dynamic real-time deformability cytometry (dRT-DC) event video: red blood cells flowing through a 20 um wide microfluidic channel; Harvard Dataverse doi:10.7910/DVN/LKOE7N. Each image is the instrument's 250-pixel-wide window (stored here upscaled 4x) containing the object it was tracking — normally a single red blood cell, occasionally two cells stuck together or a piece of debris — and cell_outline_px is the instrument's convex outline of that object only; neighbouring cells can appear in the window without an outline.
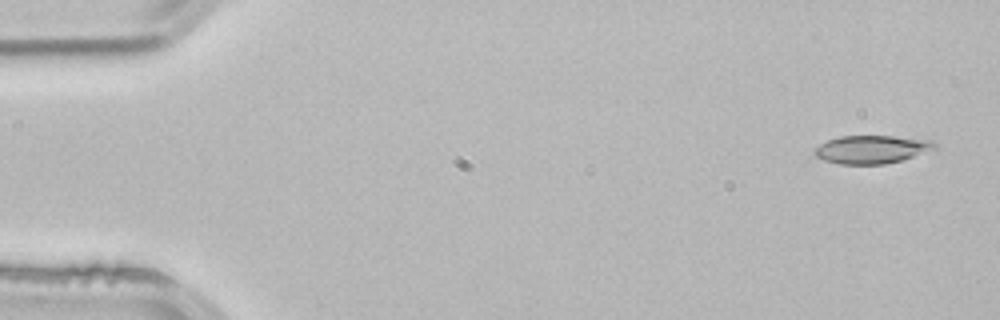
{"species": "common noctule bat (a hibernating species)", "species_latin": "Nyctalus noctula", "temperature_condition": "room temperature", "stored_images_in_passage": 3, "camera_frame_rate_fps": 3000, "um_per_image_px": 0.085, "animal": {"sex": "male", "body_mass_g": 21.5, "forearm_length_mm": 52.0}, "frame": {"image": 1, "passage_image": 1, "time_ms": 0.0, "image_size_px": [1000, 320], "cell_outline_px": [[936, 148], [900, 160], [884, 164], [840, 164], [824, 160], [816, 156], [812, 152], [812, 148], [828, 140], [840, 136], [892, 136], [932, 140], [936, 144]], "centroid_in_image_um": [74.03, 12.69], "position_along_channel_um": 11.0, "area_um2": 19.54}}